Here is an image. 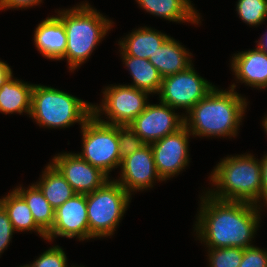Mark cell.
Here are the masks:
<instances>
[{
    "mask_svg": "<svg viewBox=\"0 0 267 267\" xmlns=\"http://www.w3.org/2000/svg\"><path fill=\"white\" fill-rule=\"evenodd\" d=\"M102 93L104 99L99 106L93 105V115L110 125H129L149 103L148 92L126 84L107 86ZM101 113L109 120L101 119Z\"/></svg>",
    "mask_w": 267,
    "mask_h": 267,
    "instance_id": "cell-8",
    "label": "cell"
},
{
    "mask_svg": "<svg viewBox=\"0 0 267 267\" xmlns=\"http://www.w3.org/2000/svg\"><path fill=\"white\" fill-rule=\"evenodd\" d=\"M195 222L196 236L206 248H247L259 227L260 209L244 201H223L207 192L201 196Z\"/></svg>",
    "mask_w": 267,
    "mask_h": 267,
    "instance_id": "cell-1",
    "label": "cell"
},
{
    "mask_svg": "<svg viewBox=\"0 0 267 267\" xmlns=\"http://www.w3.org/2000/svg\"><path fill=\"white\" fill-rule=\"evenodd\" d=\"M239 267H267V251L254 245L245 248Z\"/></svg>",
    "mask_w": 267,
    "mask_h": 267,
    "instance_id": "cell-29",
    "label": "cell"
},
{
    "mask_svg": "<svg viewBox=\"0 0 267 267\" xmlns=\"http://www.w3.org/2000/svg\"><path fill=\"white\" fill-rule=\"evenodd\" d=\"M261 160L251 154L227 156L211 172L210 182L216 187L206 191L213 198L223 201L261 203Z\"/></svg>",
    "mask_w": 267,
    "mask_h": 267,
    "instance_id": "cell-3",
    "label": "cell"
},
{
    "mask_svg": "<svg viewBox=\"0 0 267 267\" xmlns=\"http://www.w3.org/2000/svg\"><path fill=\"white\" fill-rule=\"evenodd\" d=\"M267 33V32H266ZM257 43V47L259 50L265 52L267 54V34H264L259 41H255Z\"/></svg>",
    "mask_w": 267,
    "mask_h": 267,
    "instance_id": "cell-34",
    "label": "cell"
},
{
    "mask_svg": "<svg viewBox=\"0 0 267 267\" xmlns=\"http://www.w3.org/2000/svg\"><path fill=\"white\" fill-rule=\"evenodd\" d=\"M130 199L131 196L115 179L86 194L89 239L113 235Z\"/></svg>",
    "mask_w": 267,
    "mask_h": 267,
    "instance_id": "cell-6",
    "label": "cell"
},
{
    "mask_svg": "<svg viewBox=\"0 0 267 267\" xmlns=\"http://www.w3.org/2000/svg\"><path fill=\"white\" fill-rule=\"evenodd\" d=\"M121 57L133 78V84L130 86L144 90L149 94L159 93L162 77L149 60L132 56Z\"/></svg>",
    "mask_w": 267,
    "mask_h": 267,
    "instance_id": "cell-22",
    "label": "cell"
},
{
    "mask_svg": "<svg viewBox=\"0 0 267 267\" xmlns=\"http://www.w3.org/2000/svg\"><path fill=\"white\" fill-rule=\"evenodd\" d=\"M72 186L75 193L89 194L101 188L109 176L76 153H61L51 162Z\"/></svg>",
    "mask_w": 267,
    "mask_h": 267,
    "instance_id": "cell-12",
    "label": "cell"
},
{
    "mask_svg": "<svg viewBox=\"0 0 267 267\" xmlns=\"http://www.w3.org/2000/svg\"><path fill=\"white\" fill-rule=\"evenodd\" d=\"M231 68L239 82L253 88H267V54L258 48L234 54Z\"/></svg>",
    "mask_w": 267,
    "mask_h": 267,
    "instance_id": "cell-15",
    "label": "cell"
},
{
    "mask_svg": "<svg viewBox=\"0 0 267 267\" xmlns=\"http://www.w3.org/2000/svg\"><path fill=\"white\" fill-rule=\"evenodd\" d=\"M192 7H193V4L191 3L190 0H186Z\"/></svg>",
    "mask_w": 267,
    "mask_h": 267,
    "instance_id": "cell-36",
    "label": "cell"
},
{
    "mask_svg": "<svg viewBox=\"0 0 267 267\" xmlns=\"http://www.w3.org/2000/svg\"><path fill=\"white\" fill-rule=\"evenodd\" d=\"M189 136L191 133L183 125L176 132L150 144L157 172L163 181L177 176L188 165Z\"/></svg>",
    "mask_w": 267,
    "mask_h": 267,
    "instance_id": "cell-11",
    "label": "cell"
},
{
    "mask_svg": "<svg viewBox=\"0 0 267 267\" xmlns=\"http://www.w3.org/2000/svg\"><path fill=\"white\" fill-rule=\"evenodd\" d=\"M184 125V114L175 113L174 108L159 102L147 104L145 110L129 125L145 144H152L176 132Z\"/></svg>",
    "mask_w": 267,
    "mask_h": 267,
    "instance_id": "cell-10",
    "label": "cell"
},
{
    "mask_svg": "<svg viewBox=\"0 0 267 267\" xmlns=\"http://www.w3.org/2000/svg\"><path fill=\"white\" fill-rule=\"evenodd\" d=\"M58 236L89 240L86 194L76 193L55 209L54 224L46 234V240L52 241Z\"/></svg>",
    "mask_w": 267,
    "mask_h": 267,
    "instance_id": "cell-13",
    "label": "cell"
},
{
    "mask_svg": "<svg viewBox=\"0 0 267 267\" xmlns=\"http://www.w3.org/2000/svg\"><path fill=\"white\" fill-rule=\"evenodd\" d=\"M57 16L61 19L67 35L65 54L60 60L66 58L72 72L90 58L114 23L88 2L76 5L72 9H61Z\"/></svg>",
    "mask_w": 267,
    "mask_h": 267,
    "instance_id": "cell-4",
    "label": "cell"
},
{
    "mask_svg": "<svg viewBox=\"0 0 267 267\" xmlns=\"http://www.w3.org/2000/svg\"><path fill=\"white\" fill-rule=\"evenodd\" d=\"M14 232V227L8 218L6 210L0 204V255L10 244Z\"/></svg>",
    "mask_w": 267,
    "mask_h": 267,
    "instance_id": "cell-30",
    "label": "cell"
},
{
    "mask_svg": "<svg viewBox=\"0 0 267 267\" xmlns=\"http://www.w3.org/2000/svg\"><path fill=\"white\" fill-rule=\"evenodd\" d=\"M261 174H262V194L261 201L267 207V154L261 159ZM263 199V200H262Z\"/></svg>",
    "mask_w": 267,
    "mask_h": 267,
    "instance_id": "cell-32",
    "label": "cell"
},
{
    "mask_svg": "<svg viewBox=\"0 0 267 267\" xmlns=\"http://www.w3.org/2000/svg\"><path fill=\"white\" fill-rule=\"evenodd\" d=\"M214 87L184 116V125L191 135L202 137H235L247 108L246 98L235 92ZM188 115V116H187Z\"/></svg>",
    "mask_w": 267,
    "mask_h": 267,
    "instance_id": "cell-2",
    "label": "cell"
},
{
    "mask_svg": "<svg viewBox=\"0 0 267 267\" xmlns=\"http://www.w3.org/2000/svg\"><path fill=\"white\" fill-rule=\"evenodd\" d=\"M191 53L170 36L160 45L149 61L162 78L185 71L192 64Z\"/></svg>",
    "mask_w": 267,
    "mask_h": 267,
    "instance_id": "cell-17",
    "label": "cell"
},
{
    "mask_svg": "<svg viewBox=\"0 0 267 267\" xmlns=\"http://www.w3.org/2000/svg\"><path fill=\"white\" fill-rule=\"evenodd\" d=\"M267 0H238L236 11L249 26H257L266 19Z\"/></svg>",
    "mask_w": 267,
    "mask_h": 267,
    "instance_id": "cell-25",
    "label": "cell"
},
{
    "mask_svg": "<svg viewBox=\"0 0 267 267\" xmlns=\"http://www.w3.org/2000/svg\"><path fill=\"white\" fill-rule=\"evenodd\" d=\"M37 50L50 60H60L66 50L67 35L61 19L50 16L41 21L34 31Z\"/></svg>",
    "mask_w": 267,
    "mask_h": 267,
    "instance_id": "cell-16",
    "label": "cell"
},
{
    "mask_svg": "<svg viewBox=\"0 0 267 267\" xmlns=\"http://www.w3.org/2000/svg\"><path fill=\"white\" fill-rule=\"evenodd\" d=\"M140 8L170 22L199 24L197 10L186 0H135ZM196 10V11H195Z\"/></svg>",
    "mask_w": 267,
    "mask_h": 267,
    "instance_id": "cell-20",
    "label": "cell"
},
{
    "mask_svg": "<svg viewBox=\"0 0 267 267\" xmlns=\"http://www.w3.org/2000/svg\"><path fill=\"white\" fill-rule=\"evenodd\" d=\"M42 0H0V10L3 9H22V8H30L34 5H39Z\"/></svg>",
    "mask_w": 267,
    "mask_h": 267,
    "instance_id": "cell-31",
    "label": "cell"
},
{
    "mask_svg": "<svg viewBox=\"0 0 267 267\" xmlns=\"http://www.w3.org/2000/svg\"><path fill=\"white\" fill-rule=\"evenodd\" d=\"M0 204L6 210L16 232L32 230L46 239V234L36 225L27 203L14 189L7 196L0 198Z\"/></svg>",
    "mask_w": 267,
    "mask_h": 267,
    "instance_id": "cell-23",
    "label": "cell"
},
{
    "mask_svg": "<svg viewBox=\"0 0 267 267\" xmlns=\"http://www.w3.org/2000/svg\"><path fill=\"white\" fill-rule=\"evenodd\" d=\"M26 189L18 186L14 190L27 203L36 225L47 234L54 224L55 209L49 204L41 190L34 183Z\"/></svg>",
    "mask_w": 267,
    "mask_h": 267,
    "instance_id": "cell-24",
    "label": "cell"
},
{
    "mask_svg": "<svg viewBox=\"0 0 267 267\" xmlns=\"http://www.w3.org/2000/svg\"><path fill=\"white\" fill-rule=\"evenodd\" d=\"M118 140L121 160L145 145L142 139L128 125H118Z\"/></svg>",
    "mask_w": 267,
    "mask_h": 267,
    "instance_id": "cell-27",
    "label": "cell"
},
{
    "mask_svg": "<svg viewBox=\"0 0 267 267\" xmlns=\"http://www.w3.org/2000/svg\"><path fill=\"white\" fill-rule=\"evenodd\" d=\"M215 86L202 78L191 65L185 71L162 78L159 101L174 109L188 112Z\"/></svg>",
    "mask_w": 267,
    "mask_h": 267,
    "instance_id": "cell-9",
    "label": "cell"
},
{
    "mask_svg": "<svg viewBox=\"0 0 267 267\" xmlns=\"http://www.w3.org/2000/svg\"><path fill=\"white\" fill-rule=\"evenodd\" d=\"M93 115V104L54 87L34 84L31 112L36 124L47 128L81 127Z\"/></svg>",
    "mask_w": 267,
    "mask_h": 267,
    "instance_id": "cell-5",
    "label": "cell"
},
{
    "mask_svg": "<svg viewBox=\"0 0 267 267\" xmlns=\"http://www.w3.org/2000/svg\"><path fill=\"white\" fill-rule=\"evenodd\" d=\"M120 178L115 180L131 196V192L153 187L154 180L163 181L156 169L152 147L145 144L121 161Z\"/></svg>",
    "mask_w": 267,
    "mask_h": 267,
    "instance_id": "cell-14",
    "label": "cell"
},
{
    "mask_svg": "<svg viewBox=\"0 0 267 267\" xmlns=\"http://www.w3.org/2000/svg\"><path fill=\"white\" fill-rule=\"evenodd\" d=\"M243 248H208L210 267H239L242 261Z\"/></svg>",
    "mask_w": 267,
    "mask_h": 267,
    "instance_id": "cell-26",
    "label": "cell"
},
{
    "mask_svg": "<svg viewBox=\"0 0 267 267\" xmlns=\"http://www.w3.org/2000/svg\"><path fill=\"white\" fill-rule=\"evenodd\" d=\"M82 152L77 153L107 176L121 165L118 125L99 121L92 115L81 127Z\"/></svg>",
    "mask_w": 267,
    "mask_h": 267,
    "instance_id": "cell-7",
    "label": "cell"
},
{
    "mask_svg": "<svg viewBox=\"0 0 267 267\" xmlns=\"http://www.w3.org/2000/svg\"><path fill=\"white\" fill-rule=\"evenodd\" d=\"M12 69L4 61L0 60V84L12 74Z\"/></svg>",
    "mask_w": 267,
    "mask_h": 267,
    "instance_id": "cell-33",
    "label": "cell"
},
{
    "mask_svg": "<svg viewBox=\"0 0 267 267\" xmlns=\"http://www.w3.org/2000/svg\"><path fill=\"white\" fill-rule=\"evenodd\" d=\"M262 126L264 127L265 133L267 134V115L264 117V120L262 121Z\"/></svg>",
    "mask_w": 267,
    "mask_h": 267,
    "instance_id": "cell-35",
    "label": "cell"
},
{
    "mask_svg": "<svg viewBox=\"0 0 267 267\" xmlns=\"http://www.w3.org/2000/svg\"><path fill=\"white\" fill-rule=\"evenodd\" d=\"M26 267H68L65 252L58 245L50 247L43 252L32 264ZM76 267V266H72Z\"/></svg>",
    "mask_w": 267,
    "mask_h": 267,
    "instance_id": "cell-28",
    "label": "cell"
},
{
    "mask_svg": "<svg viewBox=\"0 0 267 267\" xmlns=\"http://www.w3.org/2000/svg\"><path fill=\"white\" fill-rule=\"evenodd\" d=\"M168 37V35L149 27L138 28L118 41V45L121 47L120 54L148 60Z\"/></svg>",
    "mask_w": 267,
    "mask_h": 267,
    "instance_id": "cell-19",
    "label": "cell"
},
{
    "mask_svg": "<svg viewBox=\"0 0 267 267\" xmlns=\"http://www.w3.org/2000/svg\"><path fill=\"white\" fill-rule=\"evenodd\" d=\"M41 176L40 181L36 182L35 185L54 209L76 194L65 177L51 162L46 166Z\"/></svg>",
    "mask_w": 267,
    "mask_h": 267,
    "instance_id": "cell-21",
    "label": "cell"
},
{
    "mask_svg": "<svg viewBox=\"0 0 267 267\" xmlns=\"http://www.w3.org/2000/svg\"><path fill=\"white\" fill-rule=\"evenodd\" d=\"M33 87L34 84L15 79L12 73L0 84V112L30 115Z\"/></svg>",
    "mask_w": 267,
    "mask_h": 267,
    "instance_id": "cell-18",
    "label": "cell"
}]
</instances>
